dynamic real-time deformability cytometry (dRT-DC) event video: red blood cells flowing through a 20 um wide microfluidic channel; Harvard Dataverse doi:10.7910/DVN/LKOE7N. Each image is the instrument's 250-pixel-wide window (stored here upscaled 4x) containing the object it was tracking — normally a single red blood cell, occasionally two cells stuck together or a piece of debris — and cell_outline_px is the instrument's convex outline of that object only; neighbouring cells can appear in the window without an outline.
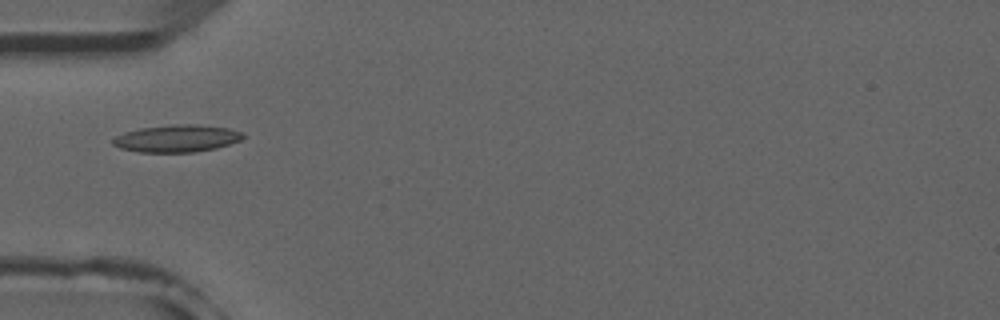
{"species": "common noctule bat (a hibernating species)", "species_latin": "Nyctalus noctula", "temperature_condition": "room temperature", "stored_images_in_passage": 6, "camera_frame_rate_fps": 3000, "um_per_image_px": 0.085, "animal": {"sex": "male", "forearm_length_mm": 52.5}, "frame": {"image": 1, "passage_image": 5, "time_ms": 4.667, "image_size_px": [1000, 320], "cell_outline_px": [[244, 136], [240, 140], [216, 148], [192, 152], [140, 152], [120, 148], [112, 144], [112, 140], [116, 136], [124, 132], [140, 128], [172, 124], [196, 124], [228, 128], [244, 132]], "centroid_in_image_um": [15.02, 11.76], "position_along_channel_um": 70.0, "area_um2": 20.63}}
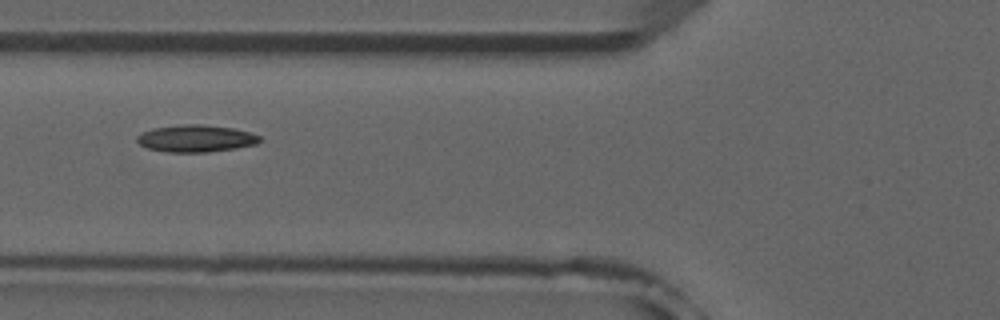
{"frame": {"image": 2, "passage_image": 6, "time_ms": 5.667, "image_size_px": [1000, 320], "cell_outline_px": [[260, 140], [256, 144], [236, 148], [208, 152], [168, 152], [148, 148], [140, 144], [136, 140], [136, 136], [152, 128], [180, 124], [204, 124], [232, 128], [248, 132], [260, 136]], "centroid_in_image_um": [16.63, 11.76], "position_along_channel_um": 109.2, "area_um2": 19.31}}